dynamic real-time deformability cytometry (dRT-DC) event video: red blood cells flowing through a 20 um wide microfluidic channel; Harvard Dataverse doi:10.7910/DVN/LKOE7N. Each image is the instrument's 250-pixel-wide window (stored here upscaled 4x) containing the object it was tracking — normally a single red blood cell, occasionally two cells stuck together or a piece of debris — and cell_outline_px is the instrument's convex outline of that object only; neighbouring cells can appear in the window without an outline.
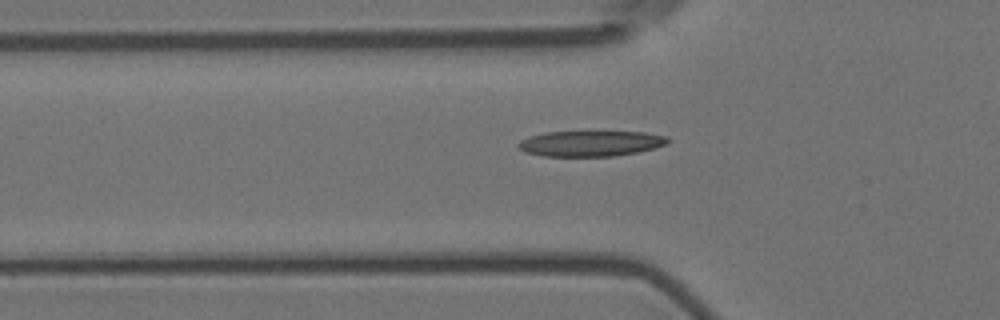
{"species": "Egyptian fruit bat (a non-hibernating species)", "species_latin": "Rousettus aegyptiacus", "temperature_condition": "room temperature", "stored_images_in_passage": 51, "camera_frame_rate_fps": 3000, "um_per_image_px": 0.085, "animal": {"sex": "female"}, "frame": {"image": 1, "passage_image": 19, "time_ms": 6.0, "image_size_px": [1000, 320], "cell_outline_px": [[668, 144], [636, 152], [612, 156], [544, 156], [524, 152], [516, 144], [520, 140], [528, 136], [544, 132], [644, 132], [668, 136]], "centroid_in_image_um": [50.16, 12.19], "position_along_channel_um": 75.6, "area_um2": 22.2}}
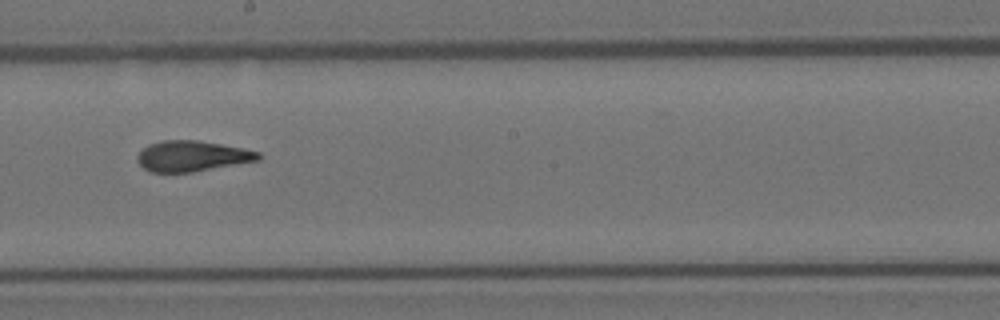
{"frame": {"image": 2, "passage_image": 32, "time_ms": 10.333, "image_size_px": [1000, 320], "cell_outline_px": [[260, 160], [192, 172], [152, 172], [144, 168], [136, 160], [136, 156], [148, 144], [160, 140], [196, 140], [244, 148], [260, 152]], "centroid_in_image_um": [16.32, 13.26], "position_along_channel_um": 231.9, "area_um2": 21.56}}
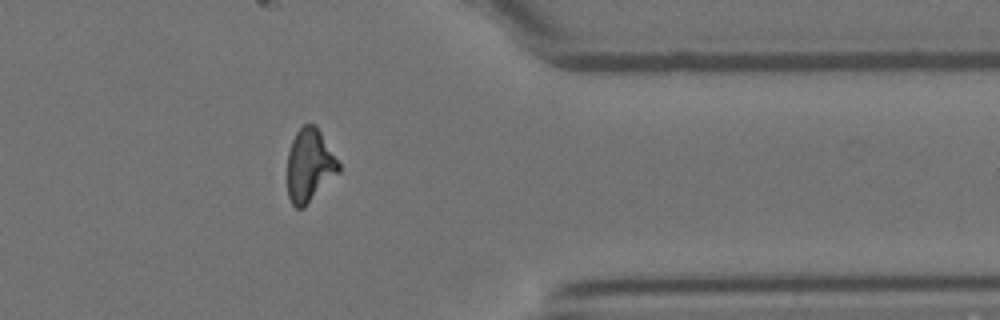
{"frame": {"image": 3, "passage_image": 46, "time_ms": 15.0, "image_size_px": [1000, 320], "cell_outline_px": [[340, 172], [304, 208], [296, 208], [292, 204], [288, 196], [288, 152], [292, 140], [296, 132], [304, 124], [316, 124], [340, 164]], "centroid_in_image_um": [26.32, 14.07], "position_along_channel_um": 385.1, "area_um2": 21.91}, "authors_computed_cell_mechanics": {"area_um2": 21.8484, "velocity_mm_per_s": 3.5788, "shape_relaxation_time_tau1_ms": 6.9553, "shape_relaxation_time_tau2_ms": 2.0196, "deformation_change_tau1": 0.2364, "deformation_change_tau2": 0.092}}